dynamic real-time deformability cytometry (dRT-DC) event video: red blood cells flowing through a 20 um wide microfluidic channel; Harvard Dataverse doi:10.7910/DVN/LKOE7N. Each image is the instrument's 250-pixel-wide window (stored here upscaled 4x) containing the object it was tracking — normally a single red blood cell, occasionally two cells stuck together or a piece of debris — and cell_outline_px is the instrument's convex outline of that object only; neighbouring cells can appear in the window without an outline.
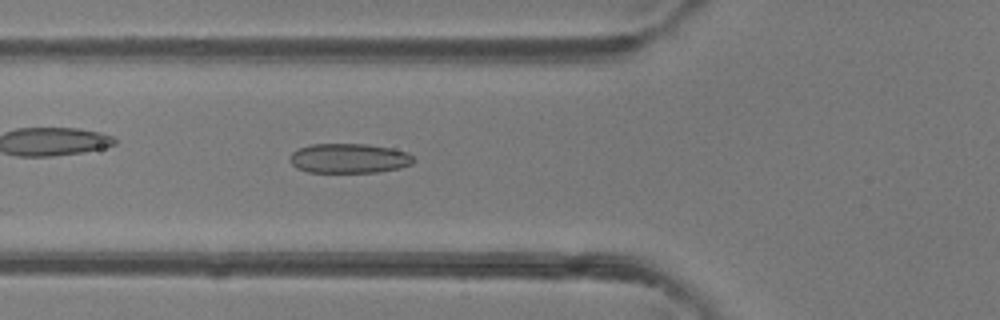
{"species": "common noctule bat (a hibernating species)", "species_latin": "Nyctalus noctula", "temperature_condition": "room temperature", "stored_images_in_passage": 46, "camera_frame_rate_fps": 3000, "um_per_image_px": 0.085, "animal": {"sex": "female"}, "frame": {"image": 1, "passage_image": 16, "time_ms": 5.0, "image_size_px": [1000, 320], "cell_outline_px": [[416, 160], [412, 164], [400, 168], [376, 172], [308, 172], [296, 168], [288, 160], [288, 156], [296, 148], [312, 144], [368, 144], [392, 148], [408, 152]], "centroid_in_image_um": [29.64, 13.45], "position_along_channel_um": 96.2, "area_um2": 21.68}}
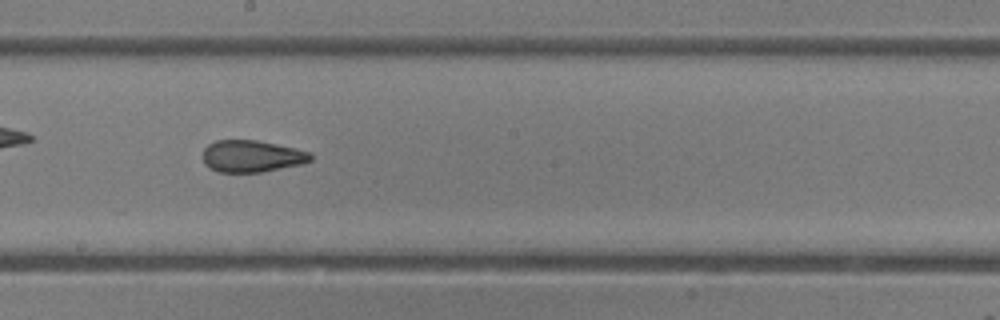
{"frame": {"image": 2, "passage_image": 25, "time_ms": 8.0, "image_size_px": [1000, 320], "cell_outline_px": [[312, 160], [304, 164], [260, 172], [220, 172], [208, 168], [204, 164], [204, 148], [208, 144], [216, 140], [256, 140], [296, 148], [312, 152]], "centroid_in_image_um": [21.43, 13.28], "position_along_channel_um": 226.8, "area_um2": 20.17}}
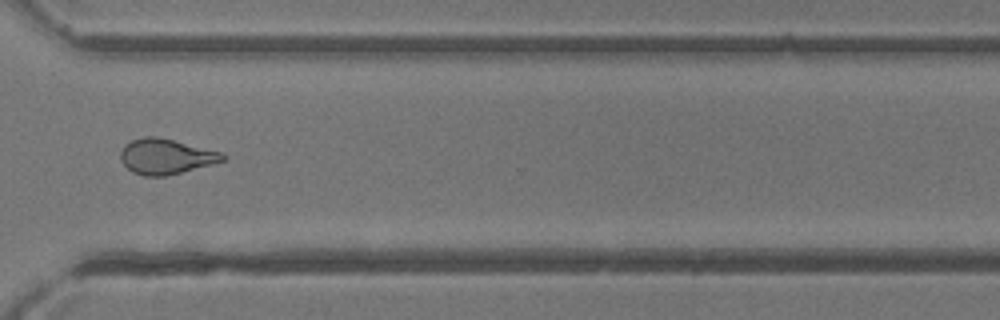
{"frame": {"image": 3, "passage_image": 34, "time_ms": 11.0, "image_size_px": [1000, 320], "cell_outline_px": [[228, 156], [224, 160], [212, 164], [164, 176], [144, 176], [132, 172], [120, 160], [120, 152], [124, 144], [132, 140], [144, 136], [156, 136], [224, 152]], "centroid_in_image_um": [14.1, 13.29], "position_along_channel_um": 356.5, "area_um2": 21.04}, "authors_computed_cell_mechanics": {"area_um2": 21.4149, "velocity_mm_per_s": 4.3297, "shape_relaxation_time_tau1_ms": 7.1378, "shape_relaxation_time_tau2_ms": 1.3577, "deformation_change_tau1": 0.1813, "deformation_change_tau2": 0.0776}}